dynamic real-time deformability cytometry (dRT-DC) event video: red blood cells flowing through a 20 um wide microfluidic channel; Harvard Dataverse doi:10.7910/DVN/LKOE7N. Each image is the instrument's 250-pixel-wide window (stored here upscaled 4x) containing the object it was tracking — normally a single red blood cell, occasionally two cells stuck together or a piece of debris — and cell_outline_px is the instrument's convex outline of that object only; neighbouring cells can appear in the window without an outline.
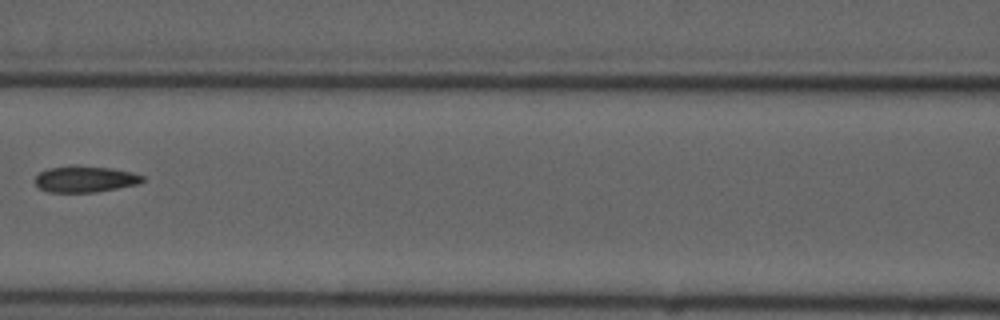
{"species": "common noctule bat (a hibernating species)", "species_latin": "Nyctalus noctula", "temperature_condition": "cold", "stored_images_in_passage": 7, "camera_frame_rate_fps": 3000, "um_per_image_px": 0.085, "animal": {"sex": "male", "forearm_length_mm": 52.5}, "frame": {"image": 1, "passage_image": 7, "time_ms": 7.333, "image_size_px": [1000, 320], "cell_outline_px": [[144, 180], [140, 184], [96, 192], [48, 192], [40, 188], [32, 180], [40, 172], [48, 168], [112, 168], [132, 172], [144, 176]], "centroid_in_image_um": [7.26, 15.27], "position_along_channel_um": 159.3, "area_um2": 15.9}}